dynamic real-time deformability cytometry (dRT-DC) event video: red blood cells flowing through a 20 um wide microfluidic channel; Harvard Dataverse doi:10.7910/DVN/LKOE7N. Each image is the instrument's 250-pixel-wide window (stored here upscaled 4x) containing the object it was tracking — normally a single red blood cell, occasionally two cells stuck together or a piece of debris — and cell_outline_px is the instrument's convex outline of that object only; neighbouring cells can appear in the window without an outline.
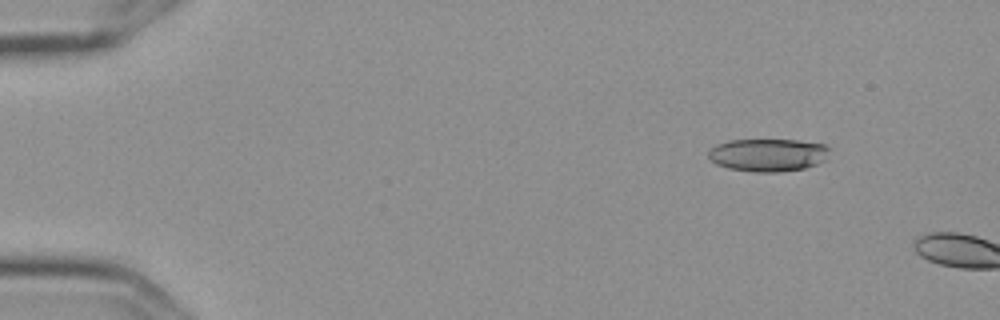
{"species": "Egyptian fruit bat (a non-hibernating species)", "species_latin": "Rousettus aegyptiacus", "temperature_condition": "cold", "stored_images_in_passage": 2, "camera_frame_rate_fps": 3000, "um_per_image_px": 0.085, "frame": {"image": 1, "passage_image": 1, "time_ms": 0.0, "image_size_px": [1000, 320], "cell_outline_px": [[832, 148], [824, 160], [816, 164], [804, 168], [780, 172], [752, 172], [728, 168], [716, 164], [708, 156], [708, 152], [716, 144], [728, 140], [796, 140], [824, 144]], "centroid_in_image_um": [65.29, 13.17], "position_along_channel_um": 19.7, "area_um2": 23.24}}